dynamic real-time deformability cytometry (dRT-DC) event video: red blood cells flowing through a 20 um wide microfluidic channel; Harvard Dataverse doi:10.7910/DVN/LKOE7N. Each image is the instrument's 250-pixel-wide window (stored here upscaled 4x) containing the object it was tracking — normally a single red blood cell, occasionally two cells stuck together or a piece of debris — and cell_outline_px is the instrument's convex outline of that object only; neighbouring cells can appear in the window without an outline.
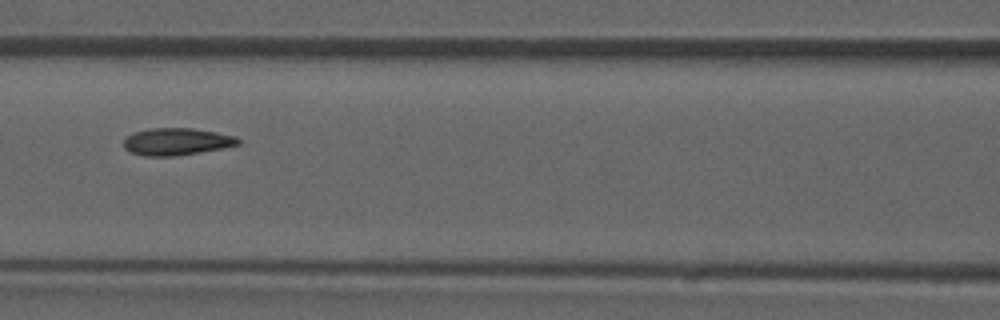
{"species": "common noctule bat (a hibernating species)", "species_latin": "Nyctalus noctula", "temperature_condition": "room temperature", "stored_images_in_passage": 52, "camera_frame_rate_fps": 3000, "um_per_image_px": 0.085, "animal": {"sex": "male", "forearm_length_mm": 52.5}, "frame": {"image": 1, "passage_image": 23, "time_ms": 7.333, "image_size_px": [1000, 320], "cell_outline_px": [[240, 144], [224, 148], [176, 156], [144, 156], [132, 152], [124, 148], [124, 140], [128, 136], [136, 132], [152, 128], [192, 128], [216, 132], [236, 136], [240, 140]], "centroid_in_image_um": [15.05, 12.04], "position_along_channel_um": 151.5, "area_um2": 18.03}, "authors_computed_cell_mechanics": {"area_um2": 18.1203, "velocity_mm_per_s": 3.9108, "shape_relaxation_time_tau1_ms": 6.7704, "shape_relaxation_time_tau2_ms": 1.9316, "deformation_change_tau1": 0.1809, "deformation_change_tau2": 0.0804}}